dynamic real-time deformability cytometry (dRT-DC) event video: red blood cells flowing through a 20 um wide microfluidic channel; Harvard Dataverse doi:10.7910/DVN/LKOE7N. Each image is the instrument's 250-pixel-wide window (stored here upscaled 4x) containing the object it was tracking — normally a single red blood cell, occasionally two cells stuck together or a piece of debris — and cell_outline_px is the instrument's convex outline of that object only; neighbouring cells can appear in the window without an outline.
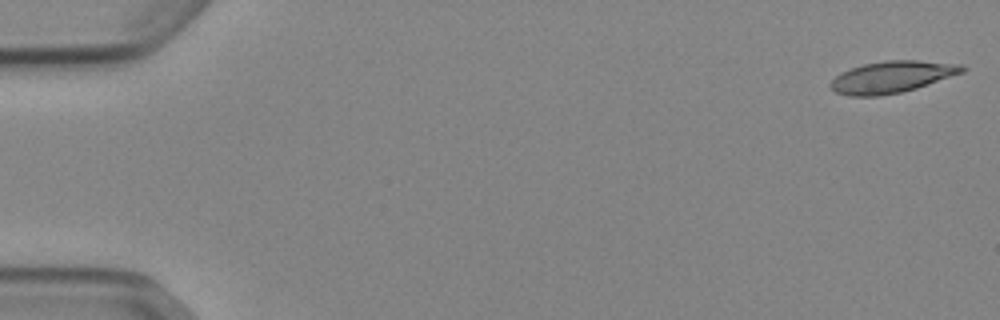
{"species": "Egyptian fruit bat (a non-hibernating species)", "species_latin": "Rousettus aegyptiacus", "temperature_condition": "cold", "stored_images_in_passage": 52, "camera_frame_rate_fps": 3000, "um_per_image_px": 0.085, "animal": {"sex": "female"}, "frame": {"image": 1, "passage_image": 1, "time_ms": 0.0, "image_size_px": [1000, 320], "cell_outline_px": [[968, 68], [964, 72], [916, 88], [900, 92], [880, 96], [848, 96], [836, 92], [828, 84], [840, 72], [864, 64], [884, 60], [916, 60], [964, 64]], "centroid_in_image_um": [75.83, 6.53], "position_along_channel_um": 9.2, "area_um2": 24.39}}
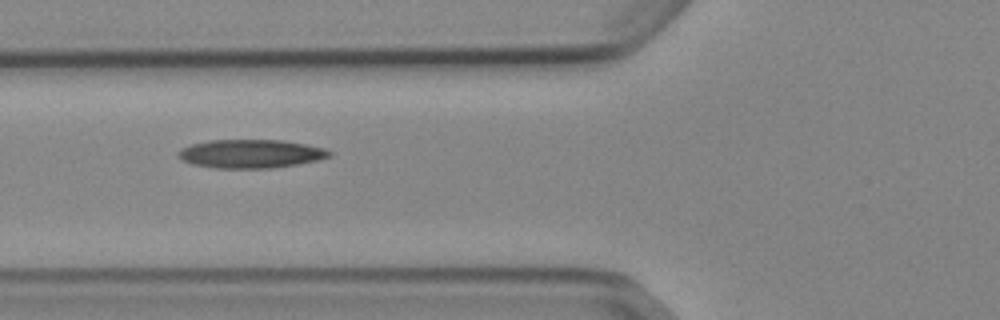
{"frame": {"image": 2, "passage_image": 20, "time_ms": 6.333, "image_size_px": [1000, 320], "cell_outline_px": [[332, 156], [320, 160], [272, 168], [216, 168], [192, 164], [184, 160], [176, 152], [180, 148], [192, 144], [208, 140], [284, 140], [328, 148], [332, 152]], "centroid_in_image_um": [21.37, 13.06], "position_along_channel_um": 104.4, "area_um2": 25.32}}
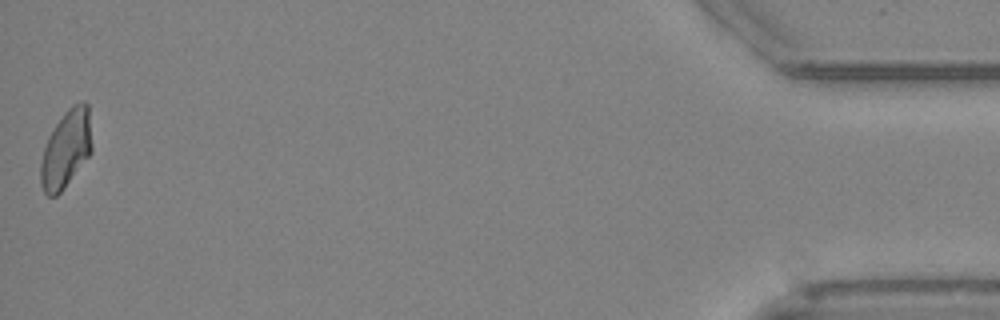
{"frame": {"image": 3, "passage_image": 52, "time_ms": 17.0, "image_size_px": [1000, 320], "cell_outline_px": [[92, 152], [64, 188], [56, 196], [48, 196], [44, 192], [40, 184], [40, 164], [44, 148], [48, 136], [64, 112], [72, 104], [80, 100], [84, 100], [88, 104], [92, 144]], "centroid_in_image_um": [5.62, 12.64], "position_along_channel_um": 429.6, "area_um2": 23.35}, "authors_computed_cell_mechanics": {"area_um2": 23.9581, "velocity_mm_per_s": 3.878, "shape_relaxation_time_tau1_ms": null, "shape_relaxation_time_tau2_ms": 5.911, "deformation_change_tau1": null, "deformation_change_tau2": 0.1322}}